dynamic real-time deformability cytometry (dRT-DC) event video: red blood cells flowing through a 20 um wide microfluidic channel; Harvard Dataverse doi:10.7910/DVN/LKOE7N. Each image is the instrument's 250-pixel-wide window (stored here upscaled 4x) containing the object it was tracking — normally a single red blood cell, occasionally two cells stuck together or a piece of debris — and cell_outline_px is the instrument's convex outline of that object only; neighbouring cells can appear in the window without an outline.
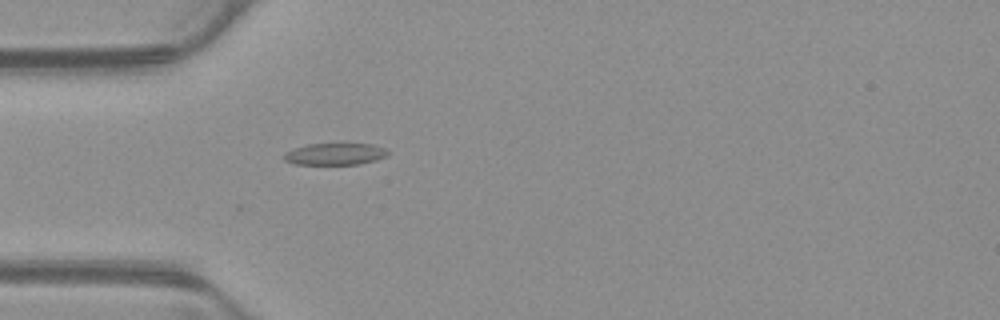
{"species": "common noctule bat (a hibernating species)", "species_latin": "Nyctalus noctula", "temperature_condition": "warm", "stored_images_in_passage": 31, "camera_frame_rate_fps": 3000, "um_per_image_px": 0.085, "animal": {"sex": "male", "body_mass_g": 23.1, "forearm_length_mm": 52.7}, "frame": {"image": 1, "passage_image": 1, "time_ms": 0.0, "image_size_px": [1000, 320], "cell_outline_px": [[388, 156], [376, 160], [360, 164], [292, 164], [284, 160], [284, 152], [308, 144], [344, 140], [372, 144], [384, 148], [388, 152]], "centroid_in_image_um": [28.51, 13.03], "position_along_channel_um": 56.5, "area_um2": 14.05}}
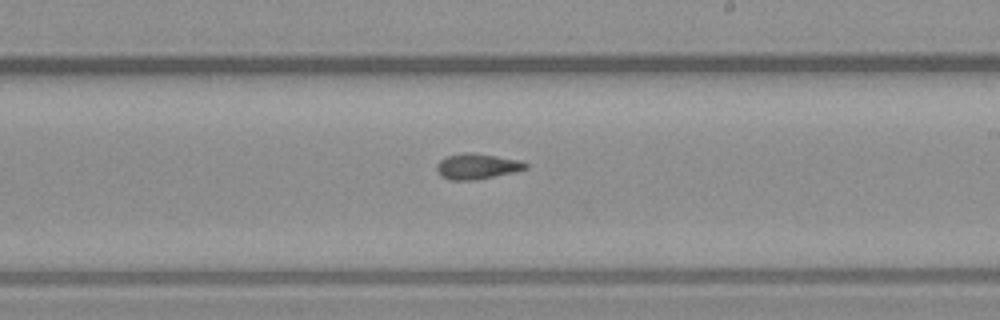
{"frame": {"image": 2, "passage_image": 16, "time_ms": 5.0, "image_size_px": [1000, 320], "cell_outline_px": [[528, 168], [512, 172], [476, 180], [448, 180], [440, 176], [436, 172], [436, 164], [440, 160], [448, 156], [464, 152], [468, 152], [524, 160], [528, 164]], "centroid_in_image_um": [40.53, 14.14], "position_along_channel_um": 248.5, "area_um2": 13.35}}
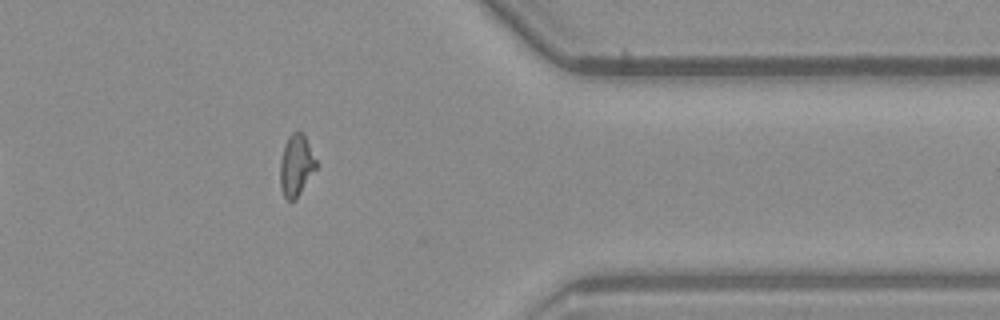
{"frame": {"image": 3, "passage_image": 28, "time_ms": 9.0, "image_size_px": [1000, 320], "cell_outline_px": [[316, 168], [296, 200], [288, 200], [284, 196], [280, 188], [280, 160], [284, 144], [288, 136], [296, 128], [304, 132], [316, 160]], "centroid_in_image_um": [25.16, 14.0], "position_along_channel_um": 386.2, "area_um2": 13.18}, "authors_computed_cell_mechanics": {"area_um2": 12.9472, "velocity_mm_per_s": 3.8917, "shape_relaxation_time_tau1_ms": null, "shape_relaxation_time_tau2_ms": 5.0815, "deformation_change_tau1": null, "deformation_change_tau2": 0.1053}}